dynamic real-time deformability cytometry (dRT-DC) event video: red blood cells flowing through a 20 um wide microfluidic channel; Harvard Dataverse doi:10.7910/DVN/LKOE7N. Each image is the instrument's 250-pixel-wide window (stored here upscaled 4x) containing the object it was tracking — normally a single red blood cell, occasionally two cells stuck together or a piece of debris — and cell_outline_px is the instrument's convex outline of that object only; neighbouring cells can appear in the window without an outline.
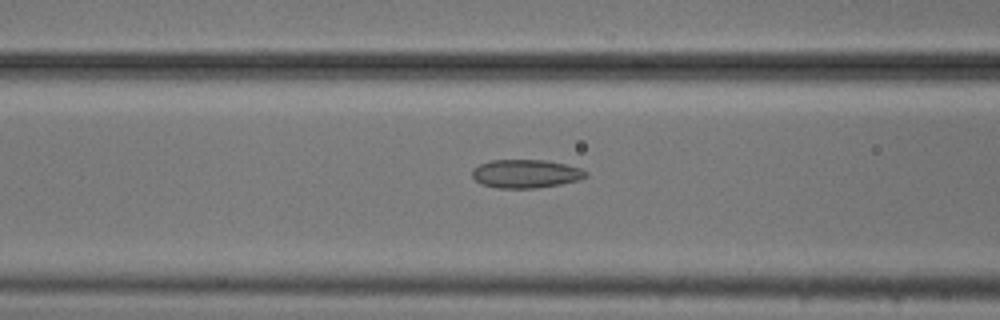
{"species": "common noctule bat (a hibernating species)", "species_latin": "Nyctalus noctula", "temperature_condition": "cold", "stored_images_in_passage": 45, "camera_frame_rate_fps": 3000, "um_per_image_px": 0.085, "animal": {"sex": "male", "body_mass_g": 20.5, "forearm_length_mm": 52.5}, "frame": {"image": 1, "passage_image": 13, "time_ms": 4.0, "image_size_px": [1000, 320], "cell_outline_px": [[588, 176], [576, 180], [560, 184], [536, 188], [500, 188], [480, 184], [472, 176], [472, 168], [480, 164], [492, 160], [544, 160], [564, 164], [580, 168], [588, 172]], "centroid_in_image_um": [44.67, 14.77], "position_along_channel_um": 121.9, "area_um2": 18.73}}
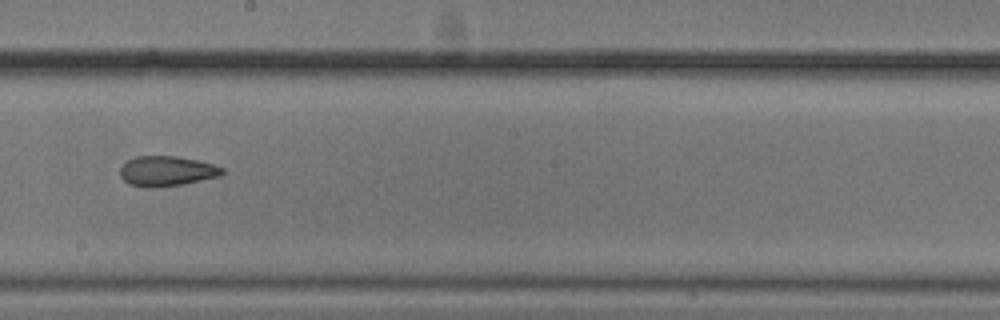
{"frame": {"image": 2, "passage_image": 22, "time_ms": 7.0, "image_size_px": [1000, 320], "cell_outline_px": [[224, 172], [220, 176], [184, 184], [152, 188], [128, 184], [120, 176], [120, 168], [128, 160], [136, 156], [176, 156], [196, 160], [212, 164], [224, 168]], "centroid_in_image_um": [14.17, 14.55], "position_along_channel_um": 234.0, "area_um2": 17.86}}
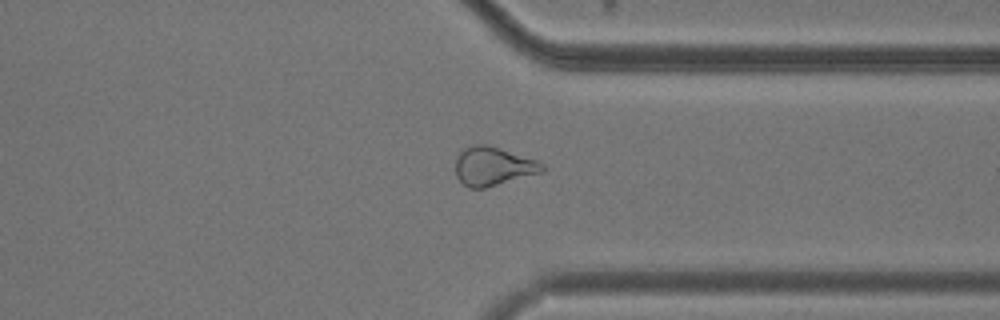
{"frame": {"image": 3, "passage_image": 33, "time_ms": 10.667, "image_size_px": [1000, 320], "cell_outline_px": [[544, 172], [484, 188], [468, 188], [456, 176], [456, 156], [464, 148], [472, 144], [484, 144], [500, 148], [536, 160], [544, 164]], "centroid_in_image_um": [41.91, 14.13], "position_along_channel_um": 369.5, "area_um2": 19.54}, "authors_computed_cell_mechanics": {"area_um2": 19.5364, "velocity_mm_per_s": 3.7266, "shape_relaxation_time_tau1_ms": null, "shape_relaxation_time_tau2_ms": 5.6757, "deformation_change_tau1": null, "deformation_change_tau2": 0.1276}}